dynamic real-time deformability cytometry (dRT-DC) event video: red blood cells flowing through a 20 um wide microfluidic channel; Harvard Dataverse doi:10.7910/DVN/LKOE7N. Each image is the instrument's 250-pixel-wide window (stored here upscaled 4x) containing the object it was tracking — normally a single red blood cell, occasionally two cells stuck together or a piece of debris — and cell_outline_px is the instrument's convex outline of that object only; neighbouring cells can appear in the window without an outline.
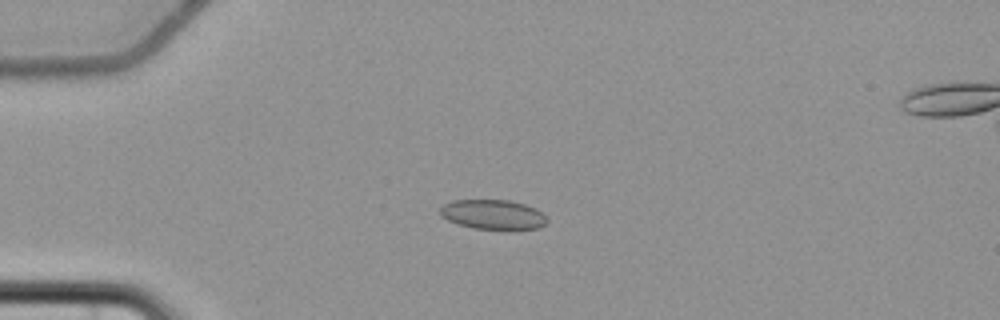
{"species": "common noctule bat (a hibernating species)", "species_latin": "Nyctalus noctula", "temperature_condition": "cold", "stored_images_in_passage": 5, "camera_frame_rate_fps": 3000, "um_per_image_px": 0.085, "animal": {"sex": "female", "body_mass_g": 22.7, "forearm_length_mm": 54.2}, "frame": {"image": 1, "passage_image": 3, "time_ms": 3.333, "image_size_px": [1000, 320], "cell_outline_px": [[548, 220], [540, 228], [512, 232], [472, 228], [456, 224], [440, 216], [440, 208], [444, 204], [452, 200], [508, 200], [524, 204], [536, 208]], "centroid_in_image_um": [41.92, 18.28], "position_along_channel_um": 43.1, "area_um2": 19.19}}
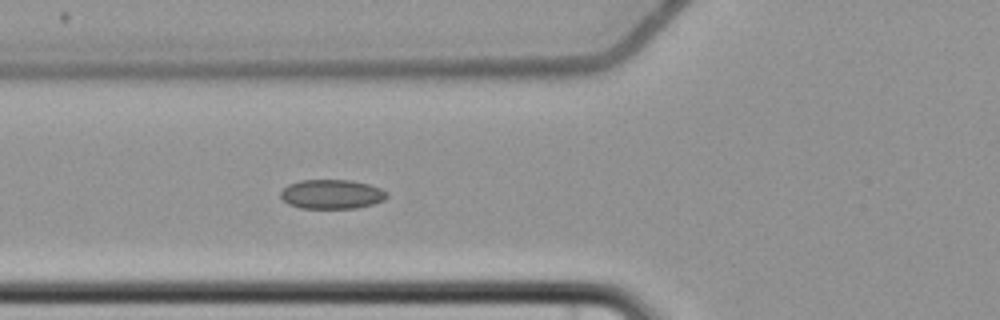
{"frame": {"image": 2, "passage_image": 5, "time_ms": 5.667, "image_size_px": [1000, 320], "cell_outline_px": [[388, 196], [384, 200], [372, 204], [356, 208], [300, 208], [288, 204], [280, 196], [280, 192], [288, 184], [300, 180], [348, 180], [368, 184], [380, 188], [388, 192]], "centroid_in_image_um": [28.19, 16.51], "position_along_channel_um": 97.6, "area_um2": 18.15}}